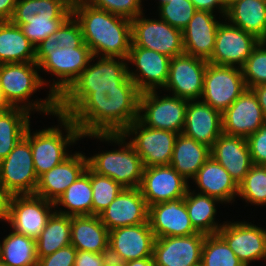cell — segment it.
Listing matches in <instances>:
<instances>
[{
  "label": "cell",
  "instance_id": "28",
  "mask_svg": "<svg viewBox=\"0 0 266 266\" xmlns=\"http://www.w3.org/2000/svg\"><path fill=\"white\" fill-rule=\"evenodd\" d=\"M210 154L238 185L253 165L247 139L243 137L222 133L210 147Z\"/></svg>",
  "mask_w": 266,
  "mask_h": 266
},
{
  "label": "cell",
  "instance_id": "23",
  "mask_svg": "<svg viewBox=\"0 0 266 266\" xmlns=\"http://www.w3.org/2000/svg\"><path fill=\"white\" fill-rule=\"evenodd\" d=\"M87 153L75 150L67 159L42 174L34 195L56 202L88 167Z\"/></svg>",
  "mask_w": 266,
  "mask_h": 266
},
{
  "label": "cell",
  "instance_id": "5",
  "mask_svg": "<svg viewBox=\"0 0 266 266\" xmlns=\"http://www.w3.org/2000/svg\"><path fill=\"white\" fill-rule=\"evenodd\" d=\"M52 117L57 119L56 125L35 131L30 124L24 135L30 142L38 178L67 159L74 152L71 147L79 145V141L81 144V133L68 116L57 112Z\"/></svg>",
  "mask_w": 266,
  "mask_h": 266
},
{
  "label": "cell",
  "instance_id": "53",
  "mask_svg": "<svg viewBox=\"0 0 266 266\" xmlns=\"http://www.w3.org/2000/svg\"><path fill=\"white\" fill-rule=\"evenodd\" d=\"M16 4L17 0H0V21L11 20Z\"/></svg>",
  "mask_w": 266,
  "mask_h": 266
},
{
  "label": "cell",
  "instance_id": "35",
  "mask_svg": "<svg viewBox=\"0 0 266 266\" xmlns=\"http://www.w3.org/2000/svg\"><path fill=\"white\" fill-rule=\"evenodd\" d=\"M92 198L88 166L54 203L55 212L67 216L92 215Z\"/></svg>",
  "mask_w": 266,
  "mask_h": 266
},
{
  "label": "cell",
  "instance_id": "55",
  "mask_svg": "<svg viewBox=\"0 0 266 266\" xmlns=\"http://www.w3.org/2000/svg\"><path fill=\"white\" fill-rule=\"evenodd\" d=\"M125 266H155L153 257H145L142 259L130 260Z\"/></svg>",
  "mask_w": 266,
  "mask_h": 266
},
{
  "label": "cell",
  "instance_id": "40",
  "mask_svg": "<svg viewBox=\"0 0 266 266\" xmlns=\"http://www.w3.org/2000/svg\"><path fill=\"white\" fill-rule=\"evenodd\" d=\"M200 264L202 266H244L218 234L205 236Z\"/></svg>",
  "mask_w": 266,
  "mask_h": 266
},
{
  "label": "cell",
  "instance_id": "41",
  "mask_svg": "<svg viewBox=\"0 0 266 266\" xmlns=\"http://www.w3.org/2000/svg\"><path fill=\"white\" fill-rule=\"evenodd\" d=\"M93 191L92 215L98 216L117 197L124 187L113 179L99 175L89 167Z\"/></svg>",
  "mask_w": 266,
  "mask_h": 266
},
{
  "label": "cell",
  "instance_id": "8",
  "mask_svg": "<svg viewBox=\"0 0 266 266\" xmlns=\"http://www.w3.org/2000/svg\"><path fill=\"white\" fill-rule=\"evenodd\" d=\"M188 100L160 91L140 93L138 120L147 127L181 134Z\"/></svg>",
  "mask_w": 266,
  "mask_h": 266
},
{
  "label": "cell",
  "instance_id": "45",
  "mask_svg": "<svg viewBox=\"0 0 266 266\" xmlns=\"http://www.w3.org/2000/svg\"><path fill=\"white\" fill-rule=\"evenodd\" d=\"M56 38L59 48H78L84 43L81 26L73 15L56 30Z\"/></svg>",
  "mask_w": 266,
  "mask_h": 266
},
{
  "label": "cell",
  "instance_id": "22",
  "mask_svg": "<svg viewBox=\"0 0 266 266\" xmlns=\"http://www.w3.org/2000/svg\"><path fill=\"white\" fill-rule=\"evenodd\" d=\"M149 206L139 188H124L98 216L109 231L148 222Z\"/></svg>",
  "mask_w": 266,
  "mask_h": 266
},
{
  "label": "cell",
  "instance_id": "49",
  "mask_svg": "<svg viewBox=\"0 0 266 266\" xmlns=\"http://www.w3.org/2000/svg\"><path fill=\"white\" fill-rule=\"evenodd\" d=\"M58 40L56 38V31L48 36L35 48V62L38 64L49 52H53L58 47Z\"/></svg>",
  "mask_w": 266,
  "mask_h": 266
},
{
  "label": "cell",
  "instance_id": "21",
  "mask_svg": "<svg viewBox=\"0 0 266 266\" xmlns=\"http://www.w3.org/2000/svg\"><path fill=\"white\" fill-rule=\"evenodd\" d=\"M266 124L262 108L251 89H246L223 113L222 132L248 138Z\"/></svg>",
  "mask_w": 266,
  "mask_h": 266
},
{
  "label": "cell",
  "instance_id": "33",
  "mask_svg": "<svg viewBox=\"0 0 266 266\" xmlns=\"http://www.w3.org/2000/svg\"><path fill=\"white\" fill-rule=\"evenodd\" d=\"M229 23L266 41V3L263 0H237L227 7Z\"/></svg>",
  "mask_w": 266,
  "mask_h": 266
},
{
  "label": "cell",
  "instance_id": "42",
  "mask_svg": "<svg viewBox=\"0 0 266 266\" xmlns=\"http://www.w3.org/2000/svg\"><path fill=\"white\" fill-rule=\"evenodd\" d=\"M156 10V11H155ZM153 15L167 22L172 27L183 30L197 11L190 0H171L159 5Z\"/></svg>",
  "mask_w": 266,
  "mask_h": 266
},
{
  "label": "cell",
  "instance_id": "3",
  "mask_svg": "<svg viewBox=\"0 0 266 266\" xmlns=\"http://www.w3.org/2000/svg\"><path fill=\"white\" fill-rule=\"evenodd\" d=\"M42 77L36 62L0 64V87L7 104L51 119L58 112L57 99L45 89ZM41 89L47 96H34Z\"/></svg>",
  "mask_w": 266,
  "mask_h": 266
},
{
  "label": "cell",
  "instance_id": "29",
  "mask_svg": "<svg viewBox=\"0 0 266 266\" xmlns=\"http://www.w3.org/2000/svg\"><path fill=\"white\" fill-rule=\"evenodd\" d=\"M155 236L149 222L109 231V245L125 260L153 257Z\"/></svg>",
  "mask_w": 266,
  "mask_h": 266
},
{
  "label": "cell",
  "instance_id": "12",
  "mask_svg": "<svg viewBox=\"0 0 266 266\" xmlns=\"http://www.w3.org/2000/svg\"><path fill=\"white\" fill-rule=\"evenodd\" d=\"M38 179L30 142L24 136L0 161V184L11 196L34 195Z\"/></svg>",
  "mask_w": 266,
  "mask_h": 266
},
{
  "label": "cell",
  "instance_id": "30",
  "mask_svg": "<svg viewBox=\"0 0 266 266\" xmlns=\"http://www.w3.org/2000/svg\"><path fill=\"white\" fill-rule=\"evenodd\" d=\"M184 201L194 229L205 235L217 234L224 225V221L221 222V218H217L221 214L218 208L224 204L214 197L195 192L191 188L187 190Z\"/></svg>",
  "mask_w": 266,
  "mask_h": 266
},
{
  "label": "cell",
  "instance_id": "1",
  "mask_svg": "<svg viewBox=\"0 0 266 266\" xmlns=\"http://www.w3.org/2000/svg\"><path fill=\"white\" fill-rule=\"evenodd\" d=\"M139 97L137 87L68 88L57 110L81 135L122 133L138 119Z\"/></svg>",
  "mask_w": 266,
  "mask_h": 266
},
{
  "label": "cell",
  "instance_id": "4",
  "mask_svg": "<svg viewBox=\"0 0 266 266\" xmlns=\"http://www.w3.org/2000/svg\"><path fill=\"white\" fill-rule=\"evenodd\" d=\"M87 138L97 143L100 141L98 145L105 143L107 147L114 146L110 150L107 148L94 151L96 153L93 154L88 152V166L94 172L113 179L124 188L140 187L144 170L143 161L122 133L81 135V141H87Z\"/></svg>",
  "mask_w": 266,
  "mask_h": 266
},
{
  "label": "cell",
  "instance_id": "20",
  "mask_svg": "<svg viewBox=\"0 0 266 266\" xmlns=\"http://www.w3.org/2000/svg\"><path fill=\"white\" fill-rule=\"evenodd\" d=\"M205 234L156 238L153 246L155 266H196L201 263Z\"/></svg>",
  "mask_w": 266,
  "mask_h": 266
},
{
  "label": "cell",
  "instance_id": "34",
  "mask_svg": "<svg viewBox=\"0 0 266 266\" xmlns=\"http://www.w3.org/2000/svg\"><path fill=\"white\" fill-rule=\"evenodd\" d=\"M35 62V47L18 25L0 21V64Z\"/></svg>",
  "mask_w": 266,
  "mask_h": 266
},
{
  "label": "cell",
  "instance_id": "7",
  "mask_svg": "<svg viewBox=\"0 0 266 266\" xmlns=\"http://www.w3.org/2000/svg\"><path fill=\"white\" fill-rule=\"evenodd\" d=\"M92 56L85 43L78 48L63 47L49 52L37 64L40 75L52 76L41 78L47 90L58 99L88 66Z\"/></svg>",
  "mask_w": 266,
  "mask_h": 266
},
{
  "label": "cell",
  "instance_id": "2",
  "mask_svg": "<svg viewBox=\"0 0 266 266\" xmlns=\"http://www.w3.org/2000/svg\"><path fill=\"white\" fill-rule=\"evenodd\" d=\"M83 41L94 56L127 59L132 44L131 20L83 2L72 8Z\"/></svg>",
  "mask_w": 266,
  "mask_h": 266
},
{
  "label": "cell",
  "instance_id": "38",
  "mask_svg": "<svg viewBox=\"0 0 266 266\" xmlns=\"http://www.w3.org/2000/svg\"><path fill=\"white\" fill-rule=\"evenodd\" d=\"M71 216L54 212L36 239L37 258L52 254L71 244Z\"/></svg>",
  "mask_w": 266,
  "mask_h": 266
},
{
  "label": "cell",
  "instance_id": "9",
  "mask_svg": "<svg viewBox=\"0 0 266 266\" xmlns=\"http://www.w3.org/2000/svg\"><path fill=\"white\" fill-rule=\"evenodd\" d=\"M217 234L227 243L244 266H255V262L266 264V226L243 218L228 220ZM232 220V221H231ZM253 222V223H252ZM255 223V224H254ZM262 226V227H261Z\"/></svg>",
  "mask_w": 266,
  "mask_h": 266
},
{
  "label": "cell",
  "instance_id": "11",
  "mask_svg": "<svg viewBox=\"0 0 266 266\" xmlns=\"http://www.w3.org/2000/svg\"><path fill=\"white\" fill-rule=\"evenodd\" d=\"M122 135L140 156L144 167L170 165L178 133L144 126L137 119Z\"/></svg>",
  "mask_w": 266,
  "mask_h": 266
},
{
  "label": "cell",
  "instance_id": "19",
  "mask_svg": "<svg viewBox=\"0 0 266 266\" xmlns=\"http://www.w3.org/2000/svg\"><path fill=\"white\" fill-rule=\"evenodd\" d=\"M139 189L147 205L151 206L184 198L189 182L170 165L144 167Z\"/></svg>",
  "mask_w": 266,
  "mask_h": 266
},
{
  "label": "cell",
  "instance_id": "52",
  "mask_svg": "<svg viewBox=\"0 0 266 266\" xmlns=\"http://www.w3.org/2000/svg\"><path fill=\"white\" fill-rule=\"evenodd\" d=\"M11 195L0 184V223L5 225L8 218L9 200Z\"/></svg>",
  "mask_w": 266,
  "mask_h": 266
},
{
  "label": "cell",
  "instance_id": "51",
  "mask_svg": "<svg viewBox=\"0 0 266 266\" xmlns=\"http://www.w3.org/2000/svg\"><path fill=\"white\" fill-rule=\"evenodd\" d=\"M103 266H125L126 260L115 251L111 245H107L101 252Z\"/></svg>",
  "mask_w": 266,
  "mask_h": 266
},
{
  "label": "cell",
  "instance_id": "58",
  "mask_svg": "<svg viewBox=\"0 0 266 266\" xmlns=\"http://www.w3.org/2000/svg\"><path fill=\"white\" fill-rule=\"evenodd\" d=\"M237 0H222L224 6L227 8L228 6H230L232 3H234Z\"/></svg>",
  "mask_w": 266,
  "mask_h": 266
},
{
  "label": "cell",
  "instance_id": "47",
  "mask_svg": "<svg viewBox=\"0 0 266 266\" xmlns=\"http://www.w3.org/2000/svg\"><path fill=\"white\" fill-rule=\"evenodd\" d=\"M77 249L73 245L38 259V266H74Z\"/></svg>",
  "mask_w": 266,
  "mask_h": 266
},
{
  "label": "cell",
  "instance_id": "48",
  "mask_svg": "<svg viewBox=\"0 0 266 266\" xmlns=\"http://www.w3.org/2000/svg\"><path fill=\"white\" fill-rule=\"evenodd\" d=\"M196 10L209 11L225 17L227 8L222 0H190Z\"/></svg>",
  "mask_w": 266,
  "mask_h": 266
},
{
  "label": "cell",
  "instance_id": "57",
  "mask_svg": "<svg viewBox=\"0 0 266 266\" xmlns=\"http://www.w3.org/2000/svg\"><path fill=\"white\" fill-rule=\"evenodd\" d=\"M68 6L71 8L80 5L81 3L85 2V0H63Z\"/></svg>",
  "mask_w": 266,
  "mask_h": 266
},
{
  "label": "cell",
  "instance_id": "50",
  "mask_svg": "<svg viewBox=\"0 0 266 266\" xmlns=\"http://www.w3.org/2000/svg\"><path fill=\"white\" fill-rule=\"evenodd\" d=\"M74 266H103L100 253L77 250Z\"/></svg>",
  "mask_w": 266,
  "mask_h": 266
},
{
  "label": "cell",
  "instance_id": "26",
  "mask_svg": "<svg viewBox=\"0 0 266 266\" xmlns=\"http://www.w3.org/2000/svg\"><path fill=\"white\" fill-rule=\"evenodd\" d=\"M223 16L197 10L182 30L184 53L208 61L215 47L216 33Z\"/></svg>",
  "mask_w": 266,
  "mask_h": 266
},
{
  "label": "cell",
  "instance_id": "6",
  "mask_svg": "<svg viewBox=\"0 0 266 266\" xmlns=\"http://www.w3.org/2000/svg\"><path fill=\"white\" fill-rule=\"evenodd\" d=\"M71 15L72 8L63 0H17L10 21L21 28L36 48Z\"/></svg>",
  "mask_w": 266,
  "mask_h": 266
},
{
  "label": "cell",
  "instance_id": "16",
  "mask_svg": "<svg viewBox=\"0 0 266 266\" xmlns=\"http://www.w3.org/2000/svg\"><path fill=\"white\" fill-rule=\"evenodd\" d=\"M207 64L208 61L185 53L173 57L162 91L188 101L201 99Z\"/></svg>",
  "mask_w": 266,
  "mask_h": 266
},
{
  "label": "cell",
  "instance_id": "46",
  "mask_svg": "<svg viewBox=\"0 0 266 266\" xmlns=\"http://www.w3.org/2000/svg\"><path fill=\"white\" fill-rule=\"evenodd\" d=\"M252 163L266 165V124L247 138Z\"/></svg>",
  "mask_w": 266,
  "mask_h": 266
},
{
  "label": "cell",
  "instance_id": "15",
  "mask_svg": "<svg viewBox=\"0 0 266 266\" xmlns=\"http://www.w3.org/2000/svg\"><path fill=\"white\" fill-rule=\"evenodd\" d=\"M170 60L156 51L131 46L127 58L128 75L140 93L163 90L169 76Z\"/></svg>",
  "mask_w": 266,
  "mask_h": 266
},
{
  "label": "cell",
  "instance_id": "27",
  "mask_svg": "<svg viewBox=\"0 0 266 266\" xmlns=\"http://www.w3.org/2000/svg\"><path fill=\"white\" fill-rule=\"evenodd\" d=\"M222 133L220 111L201 99L188 101L182 134L211 147Z\"/></svg>",
  "mask_w": 266,
  "mask_h": 266
},
{
  "label": "cell",
  "instance_id": "59",
  "mask_svg": "<svg viewBox=\"0 0 266 266\" xmlns=\"http://www.w3.org/2000/svg\"><path fill=\"white\" fill-rule=\"evenodd\" d=\"M171 0H154V3L156 5V7H158L159 5L163 4V3H167L170 2Z\"/></svg>",
  "mask_w": 266,
  "mask_h": 266
},
{
  "label": "cell",
  "instance_id": "24",
  "mask_svg": "<svg viewBox=\"0 0 266 266\" xmlns=\"http://www.w3.org/2000/svg\"><path fill=\"white\" fill-rule=\"evenodd\" d=\"M189 188L218 199L224 204L223 208L225 206L229 208V205L234 207V204L237 203L239 185L227 170L211 156L189 182Z\"/></svg>",
  "mask_w": 266,
  "mask_h": 266
},
{
  "label": "cell",
  "instance_id": "13",
  "mask_svg": "<svg viewBox=\"0 0 266 266\" xmlns=\"http://www.w3.org/2000/svg\"><path fill=\"white\" fill-rule=\"evenodd\" d=\"M246 89L241 68L207 64L201 100L213 109L223 113Z\"/></svg>",
  "mask_w": 266,
  "mask_h": 266
},
{
  "label": "cell",
  "instance_id": "60",
  "mask_svg": "<svg viewBox=\"0 0 266 266\" xmlns=\"http://www.w3.org/2000/svg\"><path fill=\"white\" fill-rule=\"evenodd\" d=\"M0 266H6V265H4V264L0 261Z\"/></svg>",
  "mask_w": 266,
  "mask_h": 266
},
{
  "label": "cell",
  "instance_id": "39",
  "mask_svg": "<svg viewBox=\"0 0 266 266\" xmlns=\"http://www.w3.org/2000/svg\"><path fill=\"white\" fill-rule=\"evenodd\" d=\"M237 200L244 202L246 207L255 206V210L266 207V165L251 166L239 184Z\"/></svg>",
  "mask_w": 266,
  "mask_h": 266
},
{
  "label": "cell",
  "instance_id": "32",
  "mask_svg": "<svg viewBox=\"0 0 266 266\" xmlns=\"http://www.w3.org/2000/svg\"><path fill=\"white\" fill-rule=\"evenodd\" d=\"M210 156L208 145L181 133L176 138L170 166L190 182Z\"/></svg>",
  "mask_w": 266,
  "mask_h": 266
},
{
  "label": "cell",
  "instance_id": "25",
  "mask_svg": "<svg viewBox=\"0 0 266 266\" xmlns=\"http://www.w3.org/2000/svg\"><path fill=\"white\" fill-rule=\"evenodd\" d=\"M148 222L155 238L198 233L190 221L184 198L149 206Z\"/></svg>",
  "mask_w": 266,
  "mask_h": 266
},
{
  "label": "cell",
  "instance_id": "44",
  "mask_svg": "<svg viewBox=\"0 0 266 266\" xmlns=\"http://www.w3.org/2000/svg\"><path fill=\"white\" fill-rule=\"evenodd\" d=\"M145 2L146 0H85L90 6L130 20L147 11Z\"/></svg>",
  "mask_w": 266,
  "mask_h": 266
},
{
  "label": "cell",
  "instance_id": "36",
  "mask_svg": "<svg viewBox=\"0 0 266 266\" xmlns=\"http://www.w3.org/2000/svg\"><path fill=\"white\" fill-rule=\"evenodd\" d=\"M0 240V261L6 266H38L36 240L12 229Z\"/></svg>",
  "mask_w": 266,
  "mask_h": 266
},
{
  "label": "cell",
  "instance_id": "31",
  "mask_svg": "<svg viewBox=\"0 0 266 266\" xmlns=\"http://www.w3.org/2000/svg\"><path fill=\"white\" fill-rule=\"evenodd\" d=\"M70 239L77 250L100 253L109 244V230L99 216H71Z\"/></svg>",
  "mask_w": 266,
  "mask_h": 266
},
{
  "label": "cell",
  "instance_id": "43",
  "mask_svg": "<svg viewBox=\"0 0 266 266\" xmlns=\"http://www.w3.org/2000/svg\"><path fill=\"white\" fill-rule=\"evenodd\" d=\"M247 89L266 84V41H260L241 67Z\"/></svg>",
  "mask_w": 266,
  "mask_h": 266
},
{
  "label": "cell",
  "instance_id": "17",
  "mask_svg": "<svg viewBox=\"0 0 266 266\" xmlns=\"http://www.w3.org/2000/svg\"><path fill=\"white\" fill-rule=\"evenodd\" d=\"M259 42L253 34L224 18L218 26L215 47L208 63L241 68Z\"/></svg>",
  "mask_w": 266,
  "mask_h": 266
},
{
  "label": "cell",
  "instance_id": "18",
  "mask_svg": "<svg viewBox=\"0 0 266 266\" xmlns=\"http://www.w3.org/2000/svg\"><path fill=\"white\" fill-rule=\"evenodd\" d=\"M105 87H136L128 75L127 59L93 55L69 88Z\"/></svg>",
  "mask_w": 266,
  "mask_h": 266
},
{
  "label": "cell",
  "instance_id": "54",
  "mask_svg": "<svg viewBox=\"0 0 266 266\" xmlns=\"http://www.w3.org/2000/svg\"><path fill=\"white\" fill-rule=\"evenodd\" d=\"M257 97L258 103L262 108L263 115L266 120V84L258 85L250 88Z\"/></svg>",
  "mask_w": 266,
  "mask_h": 266
},
{
  "label": "cell",
  "instance_id": "37",
  "mask_svg": "<svg viewBox=\"0 0 266 266\" xmlns=\"http://www.w3.org/2000/svg\"><path fill=\"white\" fill-rule=\"evenodd\" d=\"M32 114L20 107L0 111V161L5 159L22 139L33 120Z\"/></svg>",
  "mask_w": 266,
  "mask_h": 266
},
{
  "label": "cell",
  "instance_id": "56",
  "mask_svg": "<svg viewBox=\"0 0 266 266\" xmlns=\"http://www.w3.org/2000/svg\"><path fill=\"white\" fill-rule=\"evenodd\" d=\"M9 108H10V106L5 101V99H4L3 95H2L1 87H0V111H5V110H7Z\"/></svg>",
  "mask_w": 266,
  "mask_h": 266
},
{
  "label": "cell",
  "instance_id": "10",
  "mask_svg": "<svg viewBox=\"0 0 266 266\" xmlns=\"http://www.w3.org/2000/svg\"><path fill=\"white\" fill-rule=\"evenodd\" d=\"M146 12L131 20V46L153 50L171 59L184 54L182 30L172 27L158 16L149 17Z\"/></svg>",
  "mask_w": 266,
  "mask_h": 266
},
{
  "label": "cell",
  "instance_id": "14",
  "mask_svg": "<svg viewBox=\"0 0 266 266\" xmlns=\"http://www.w3.org/2000/svg\"><path fill=\"white\" fill-rule=\"evenodd\" d=\"M54 212V202L36 195H12L5 224L13 231L36 240Z\"/></svg>",
  "mask_w": 266,
  "mask_h": 266
}]
</instances>
